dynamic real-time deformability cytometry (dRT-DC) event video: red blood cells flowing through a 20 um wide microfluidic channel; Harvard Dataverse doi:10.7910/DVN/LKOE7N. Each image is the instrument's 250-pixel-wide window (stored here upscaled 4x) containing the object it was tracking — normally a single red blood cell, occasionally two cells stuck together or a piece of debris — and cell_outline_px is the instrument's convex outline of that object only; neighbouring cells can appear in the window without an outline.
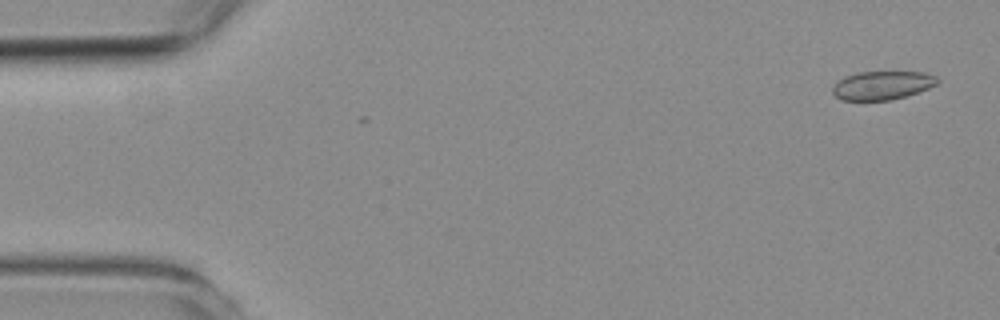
{"species": "common noctule bat (a hibernating species)", "species_latin": "Nyctalus noctula", "temperature_condition": "room temperature", "stored_images_in_passage": 4, "camera_frame_rate_fps": 3000, "um_per_image_px": 0.085, "animal": {"sex": "female", "body_mass_g": 19.3, "forearm_length_mm": 54.1}, "frame": {"image": 1, "passage_image": 3, "time_ms": 0.667, "image_size_px": [1000, 320], "cell_outline_px": [[940, 80], [936, 84], [928, 88], [892, 100], [840, 100], [832, 92], [832, 84], [836, 80], [844, 76], [856, 72], [924, 72], [936, 76]], "centroid_in_image_um": [74.93, 7.24], "position_along_channel_um": 10.1, "area_um2": 17.57}}